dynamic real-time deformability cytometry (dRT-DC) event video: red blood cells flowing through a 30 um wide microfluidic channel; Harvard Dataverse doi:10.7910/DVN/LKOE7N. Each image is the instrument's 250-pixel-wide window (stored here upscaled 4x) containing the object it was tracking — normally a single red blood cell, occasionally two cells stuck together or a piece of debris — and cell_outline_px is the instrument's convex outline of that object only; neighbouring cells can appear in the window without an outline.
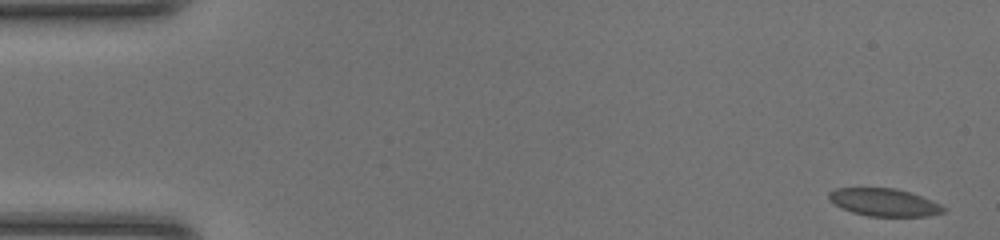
{"species": "common noctule bat (a hibernating species)", "species_latin": "Nyctalus noctula", "temperature_condition": "room temperature", "stored_images_in_passage": 47, "camera_frame_rate_fps": 3000, "um_per_image_px": 0.085, "animal": {"sex": "female", "body_mass_g": 20.0, "forearm_length_mm": 54.0}, "frame": {"image": 1, "passage_image": 1, "time_ms": 0.0, "image_size_px": [1000, 240], "cell_outline_px": [[948, 208], [944, 212], [928, 216], [868, 216], [852, 212], [840, 208], [828, 200], [828, 192], [836, 188], [896, 188], [932, 200]], "centroid_in_image_um": [75.13, 17.2], "position_along_channel_um": 9.9, "area_um2": 18.55}}
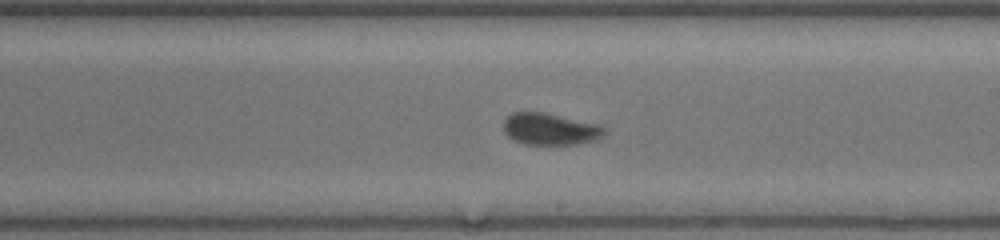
{"frame": {"image": 2, "passage_image": 27, "time_ms": 8.667, "image_size_px": [1000, 240], "cell_outline_px": [[608, 132], [604, 136], [596, 140], [576, 144], [524, 144], [512, 140], [504, 132], [504, 120], [512, 112], [544, 112], [600, 124], [608, 128]], "centroid_in_image_um": [46.82, 10.97], "position_along_channel_um": 242.2, "area_um2": 19.02}}
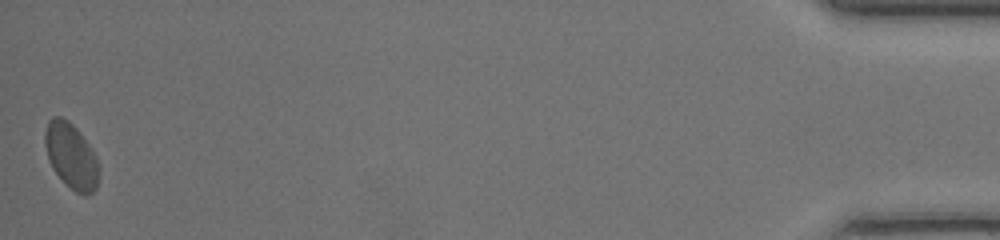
{"frame": {"image": 3, "passage_image": 47, "time_ms": 15.333, "image_size_px": [1000, 240], "cell_outline_px": [[100, 172], [96, 188], [88, 196], [84, 196], [76, 192], [52, 168], [48, 160], [44, 144], [44, 132], [48, 120], [52, 116], [60, 116], [68, 120], [76, 128], [88, 144], [96, 156], [100, 168]], "centroid_in_image_um": [6.05, 13.24], "position_along_channel_um": 429.2, "area_um2": 20.63}, "authors_computed_cell_mechanics": {"area_um2": 18.9006, "velocity_mm_per_s": 4.2911, "shape_relaxation_time_tau1_ms": 3.5096, "shape_relaxation_time_tau2_ms": 0.6469, "deformation_change_tau1": 0.0972, "deformation_change_tau2": 0.0262}}